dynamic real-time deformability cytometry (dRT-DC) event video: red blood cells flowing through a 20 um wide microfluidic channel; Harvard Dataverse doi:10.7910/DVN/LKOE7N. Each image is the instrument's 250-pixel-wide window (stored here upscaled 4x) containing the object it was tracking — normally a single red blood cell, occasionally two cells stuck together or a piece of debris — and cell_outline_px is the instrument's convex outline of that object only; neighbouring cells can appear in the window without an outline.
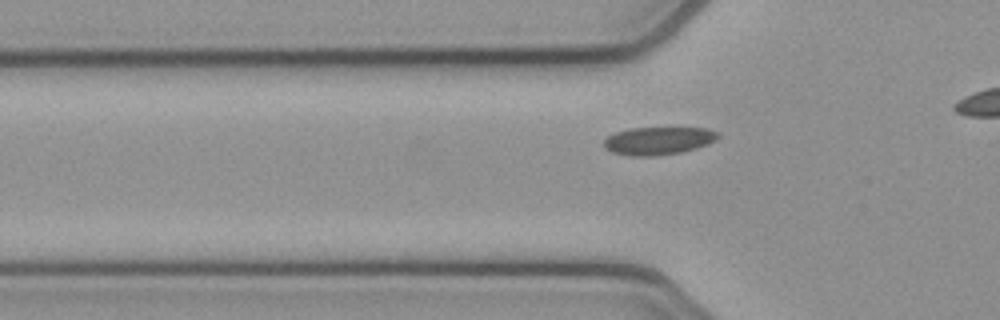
{"species": "common noctule bat (a hibernating species)", "species_latin": "Nyctalus noctula", "temperature_condition": "cold", "stored_images_in_passage": 12, "camera_frame_rate_fps": 3000, "um_per_image_px": 0.085, "animal": {"sex": "female", "body_mass_g": 21.9}, "frame": {"image": 1, "passage_image": 6, "time_ms": 1.667, "image_size_px": [1000, 320], "cell_outline_px": [[720, 136], [716, 140], [708, 144], [696, 148], [680, 152], [652, 156], [632, 156], [612, 152], [604, 148], [604, 140], [608, 136], [616, 132], [628, 128], [708, 128], [720, 132]], "centroid_in_image_um": [55.98, 11.95], "position_along_channel_um": 69.8, "area_um2": 18.55}}
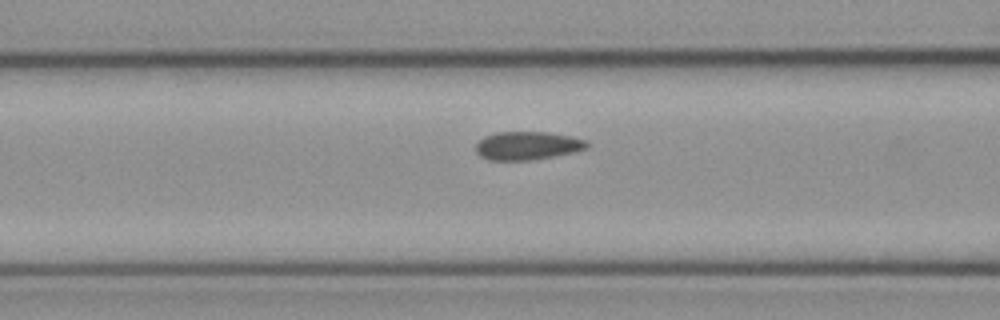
{"frame": {"image": 2, "passage_image": 10, "time_ms": 3.0, "image_size_px": [1000, 320], "cell_outline_px": [[588, 148], [572, 152], [552, 156], [528, 160], [488, 160], [480, 156], [476, 152], [476, 144], [484, 136], [496, 132], [548, 132], [572, 136], [588, 140]], "centroid_in_image_um": [44.82, 12.37], "position_along_channel_um": 121.8, "area_um2": 18.32}}